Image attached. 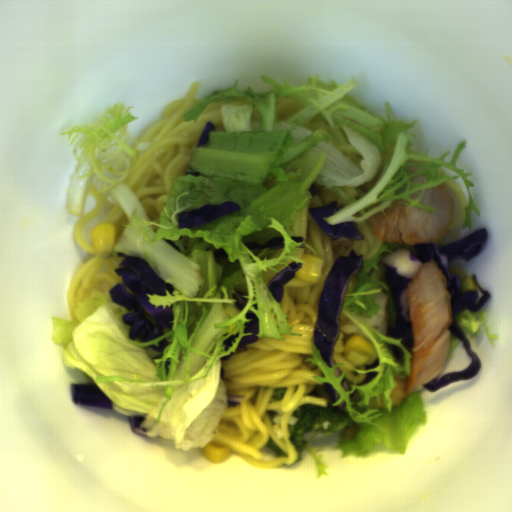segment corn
<instances>
[{
  "mask_svg": "<svg viewBox=\"0 0 512 512\" xmlns=\"http://www.w3.org/2000/svg\"><path fill=\"white\" fill-rule=\"evenodd\" d=\"M350 352H354L357 355H363L367 358L364 364L373 365L378 359V353L375 347L365 340L360 334L352 336L343 345V356L344 358L349 356Z\"/></svg>",
  "mask_w": 512,
  "mask_h": 512,
  "instance_id": "obj_2",
  "label": "corn"
},
{
  "mask_svg": "<svg viewBox=\"0 0 512 512\" xmlns=\"http://www.w3.org/2000/svg\"><path fill=\"white\" fill-rule=\"evenodd\" d=\"M203 456L213 464H220L229 458L232 450L230 447H224L210 442L205 448L199 449Z\"/></svg>",
  "mask_w": 512,
  "mask_h": 512,
  "instance_id": "obj_4",
  "label": "corn"
},
{
  "mask_svg": "<svg viewBox=\"0 0 512 512\" xmlns=\"http://www.w3.org/2000/svg\"><path fill=\"white\" fill-rule=\"evenodd\" d=\"M302 259L304 263H302V267L295 272L296 276L313 284L318 283L325 265L324 260L319 256L306 253L303 255Z\"/></svg>",
  "mask_w": 512,
  "mask_h": 512,
  "instance_id": "obj_3",
  "label": "corn"
},
{
  "mask_svg": "<svg viewBox=\"0 0 512 512\" xmlns=\"http://www.w3.org/2000/svg\"><path fill=\"white\" fill-rule=\"evenodd\" d=\"M117 225L98 224L91 231L92 245L98 253L113 252L116 245Z\"/></svg>",
  "mask_w": 512,
  "mask_h": 512,
  "instance_id": "obj_1",
  "label": "corn"
}]
</instances>
